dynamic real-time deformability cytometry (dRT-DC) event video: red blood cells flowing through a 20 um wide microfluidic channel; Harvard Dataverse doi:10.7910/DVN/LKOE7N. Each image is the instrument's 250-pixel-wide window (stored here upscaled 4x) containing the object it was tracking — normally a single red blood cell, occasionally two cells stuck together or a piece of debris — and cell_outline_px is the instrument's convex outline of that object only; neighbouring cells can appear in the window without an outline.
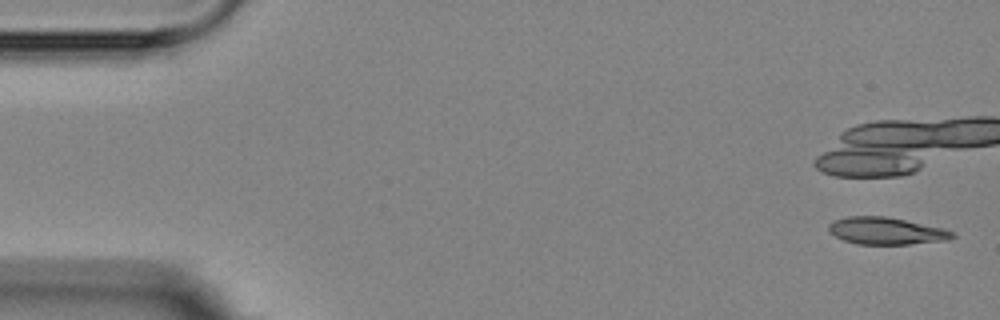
{"species": "Egyptian fruit bat (a non-hibernating species)", "species_latin": "Rousettus aegyptiacus", "temperature_condition": "room temperature", "stored_images_in_passage": 6, "camera_frame_rate_fps": 3000, "um_per_image_px": 0.085, "animal": {"sex": "female"}, "frame": {"image": 1, "passage_image": 1, "time_ms": 0.0, "image_size_px": [1000, 320], "cell_outline_px": [[956, 236], [948, 240], [908, 244], [856, 244], [844, 240], [836, 236], [828, 228], [828, 224], [832, 220], [848, 216], [884, 216], [944, 228], [956, 232]], "centroid_in_image_um": [75.35, 19.62], "position_along_channel_um": 9.7, "area_um2": 19.54}}
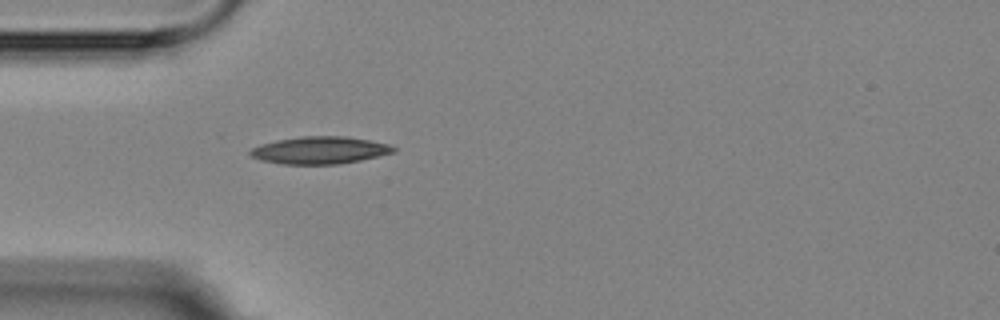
{"frame": {"image": 2, "passage_image": 6, "time_ms": 6.0, "image_size_px": [1000, 320], "cell_outline_px": [[396, 152], [360, 160], [336, 164], [284, 164], [260, 160], [252, 156], [248, 152], [252, 148], [260, 144], [276, 140], [300, 136], [344, 136], [368, 140], [388, 144], [396, 148]], "centroid_in_image_um": [27.16, 12.76], "position_along_channel_um": 57.8, "area_um2": 22.72}}